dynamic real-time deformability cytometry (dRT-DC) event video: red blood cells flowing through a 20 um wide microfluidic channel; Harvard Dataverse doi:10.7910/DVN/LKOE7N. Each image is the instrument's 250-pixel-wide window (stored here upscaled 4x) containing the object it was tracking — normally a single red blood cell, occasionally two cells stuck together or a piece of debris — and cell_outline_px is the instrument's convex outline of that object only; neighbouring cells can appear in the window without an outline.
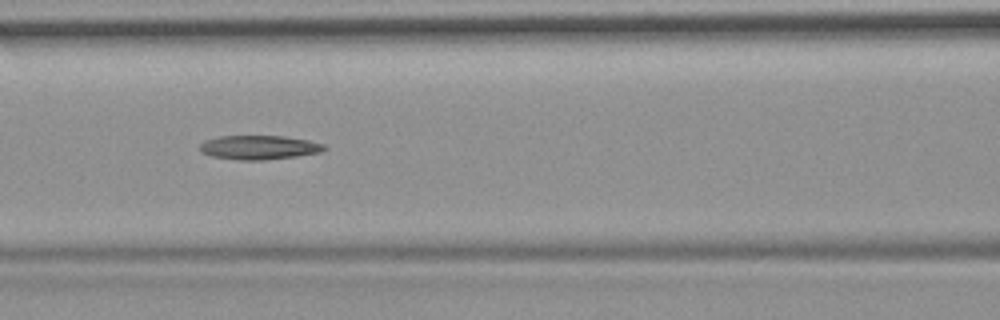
{"species": "common noctule bat (a hibernating species)", "species_latin": "Nyctalus noctula", "temperature_condition": "room temperature", "stored_images_in_passage": 11, "camera_frame_rate_fps": 3000, "um_per_image_px": 0.085, "animal": {"sex": "female", "body_mass_g": 19.9}, "frame": {"image": 1, "passage_image": 7, "time_ms": 7.667, "image_size_px": [1000, 320], "cell_outline_px": [[328, 148], [320, 152], [296, 156], [264, 160], [240, 160], [212, 156], [200, 152], [200, 144], [204, 140], [220, 136], [284, 136], [308, 140], [324, 144]], "centroid_in_image_um": [22.01, 12.53], "position_along_channel_um": 144.6, "area_um2": 17.46}}